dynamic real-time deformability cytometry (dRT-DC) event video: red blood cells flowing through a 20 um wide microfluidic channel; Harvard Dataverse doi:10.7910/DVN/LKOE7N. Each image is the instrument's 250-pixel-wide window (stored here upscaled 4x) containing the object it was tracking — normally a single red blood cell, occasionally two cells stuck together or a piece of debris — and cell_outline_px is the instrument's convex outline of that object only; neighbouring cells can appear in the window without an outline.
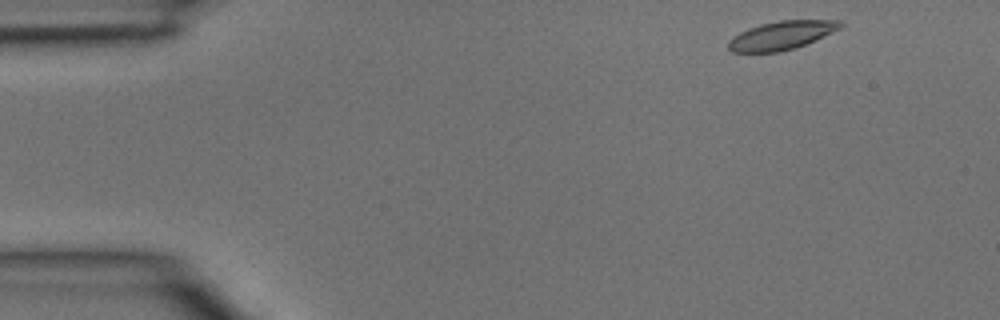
{"species": "common noctule bat (a hibernating species)", "species_latin": "Nyctalus noctula", "temperature_condition": "room temperature", "stored_images_in_passage": 37, "camera_frame_rate_fps": 3000, "um_per_image_px": 0.085, "animal": {"sex": "male", "body_mass_g": 15.6}, "frame": {"image": 1, "passage_image": 1, "time_ms": 0.0, "image_size_px": [1000, 320], "cell_outline_px": [[844, 24], [840, 28], [796, 48], [776, 52], [732, 52], [728, 48], [728, 40], [740, 32], [748, 28], [760, 24], [780, 20], [840, 20]], "centroid_in_image_um": [66.4, 3.0], "position_along_channel_um": 18.6, "area_um2": 18.44}}
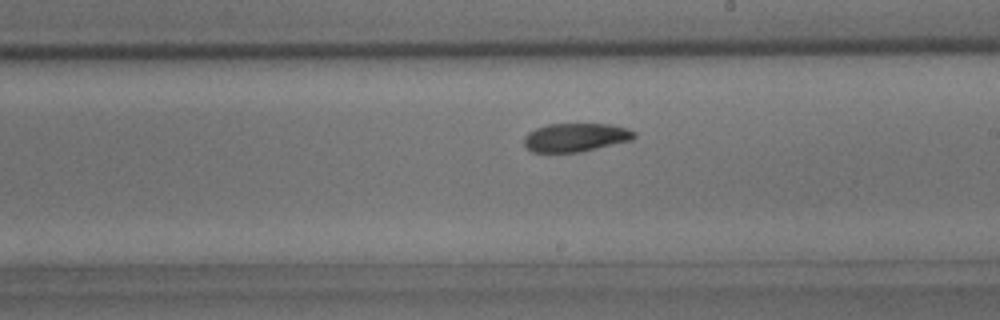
{"frame": {"image": 2, "passage_image": 20, "time_ms": 6.333, "image_size_px": [1000, 320], "cell_outline_px": [[636, 136], [632, 140], [580, 152], [532, 152], [524, 144], [524, 136], [528, 132], [536, 128], [548, 124], [612, 124], [628, 128], [636, 132]], "centroid_in_image_um": [48.95, 11.67], "position_along_channel_um": 240.1, "area_um2": 18.38}}
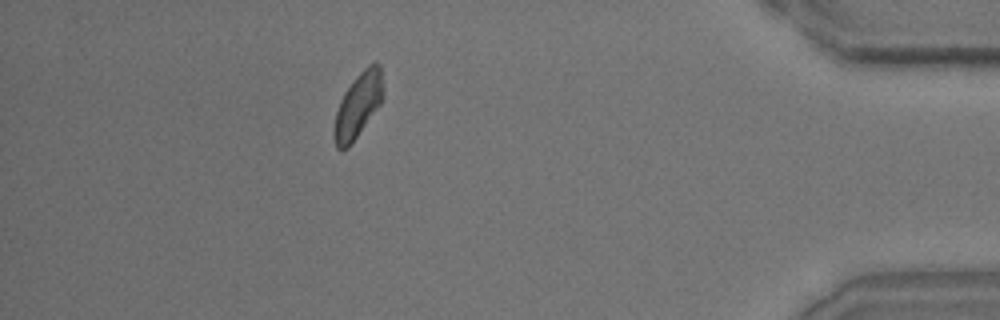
{"frame": {"image": 3, "passage_image": 33, "time_ms": 10.667, "image_size_px": [1000, 320], "cell_outline_px": [[380, 104], [348, 148], [340, 152], [336, 148], [332, 136], [336, 112], [340, 100], [344, 92], [356, 76], [368, 64], [376, 60], [380, 64]], "centroid_in_image_um": [30.35, 9.0], "position_along_channel_um": 404.8, "area_um2": 18.09}}